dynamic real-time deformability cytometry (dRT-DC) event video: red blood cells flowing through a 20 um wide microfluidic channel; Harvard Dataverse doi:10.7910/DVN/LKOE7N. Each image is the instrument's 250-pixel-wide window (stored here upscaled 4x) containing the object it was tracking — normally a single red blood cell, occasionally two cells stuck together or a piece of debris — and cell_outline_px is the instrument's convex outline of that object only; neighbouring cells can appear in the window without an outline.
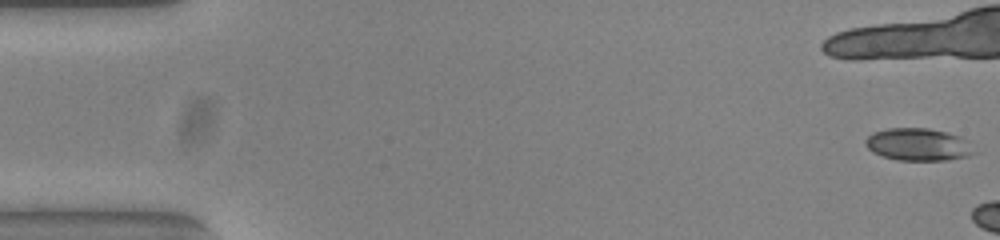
{"species": "common noctule bat (a hibernating species)", "species_latin": "Nyctalus noctula", "temperature_condition": "warm", "stored_images_in_passage": 5, "camera_frame_rate_fps": 3000, "um_per_image_px": 0.085, "animal": {"sex": "female", "body_mass_g": 23.0, "forearm_length_mm": 53.4}, "frame": {"image": 1, "passage_image": 1, "time_ms": 0.0, "image_size_px": [1000, 240], "cell_outline_px": [[976, 152], [968, 156], [948, 160], [896, 160], [872, 152], [868, 148], [864, 140], [872, 132], [888, 128], [928, 128], [948, 132], [960, 136], [968, 140]], "centroid_in_image_um": [78.06, 12.27], "position_along_channel_um": 6.9, "area_um2": 20.69}}